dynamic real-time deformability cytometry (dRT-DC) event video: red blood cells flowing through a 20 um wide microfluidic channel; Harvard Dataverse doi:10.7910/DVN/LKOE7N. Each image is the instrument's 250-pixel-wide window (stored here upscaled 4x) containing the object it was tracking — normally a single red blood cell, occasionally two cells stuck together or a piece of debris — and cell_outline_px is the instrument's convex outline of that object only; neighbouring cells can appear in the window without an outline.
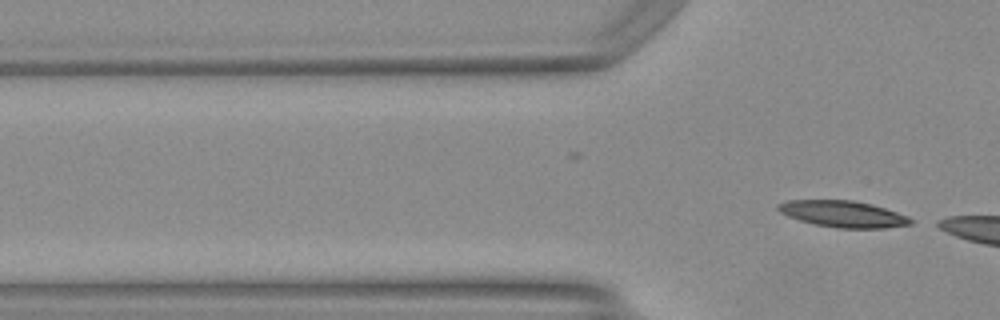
{"species": "Egyptian fruit bat (a non-hibernating species)", "species_latin": "Rousettus aegyptiacus", "temperature_condition": "warm", "stored_images_in_passage": 4, "camera_frame_rate_fps": 3000, "um_per_image_px": 0.085, "animal": {"sex": "female"}, "frame": {"image": 1, "passage_image": 4, "time_ms": 1.0, "image_size_px": [1000, 320], "cell_outline_px": [[912, 224], [884, 228], [836, 228], [816, 224], [800, 220], [788, 216], [780, 212], [776, 208], [776, 204], [788, 200], [852, 200], [872, 204], [908, 216], [912, 220]], "centroid_in_image_um": [71.64, 18.18], "position_along_channel_um": 54.2, "area_um2": 20.35}}